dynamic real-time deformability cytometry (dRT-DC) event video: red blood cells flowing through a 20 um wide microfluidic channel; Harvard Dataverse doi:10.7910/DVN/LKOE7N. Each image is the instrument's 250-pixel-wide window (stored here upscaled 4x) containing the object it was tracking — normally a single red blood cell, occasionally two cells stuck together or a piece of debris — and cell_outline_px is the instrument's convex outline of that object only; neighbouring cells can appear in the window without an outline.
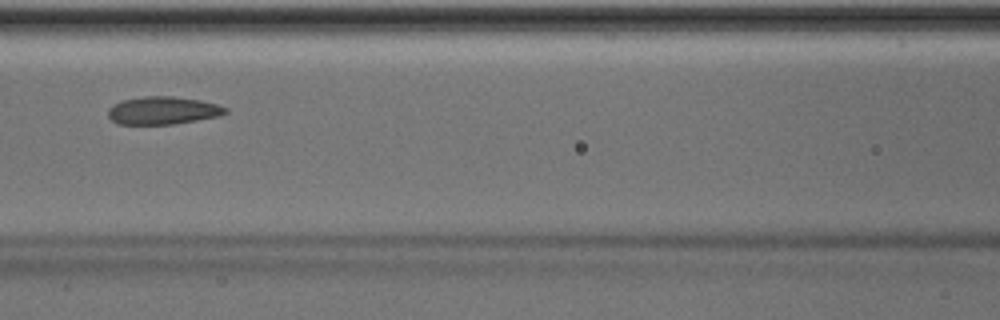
{"species": "Egyptian fruit bat (a non-hibernating species)", "species_latin": "Rousettus aegyptiacus", "temperature_condition": "room temperature", "stored_images_in_passage": 40, "camera_frame_rate_fps": 3000, "um_per_image_px": 0.085, "animal": {"sex": "male"}, "frame": {"image": 1, "passage_image": 12, "time_ms": 3.667, "image_size_px": [1000, 320], "cell_outline_px": [[228, 112], [220, 116], [176, 124], [116, 124], [108, 116], [108, 108], [112, 104], [120, 100], [144, 96], [172, 96], [200, 100], [216, 104], [228, 108]], "centroid_in_image_um": [13.83, 9.39], "position_along_channel_um": 152.8, "area_um2": 19.25}}
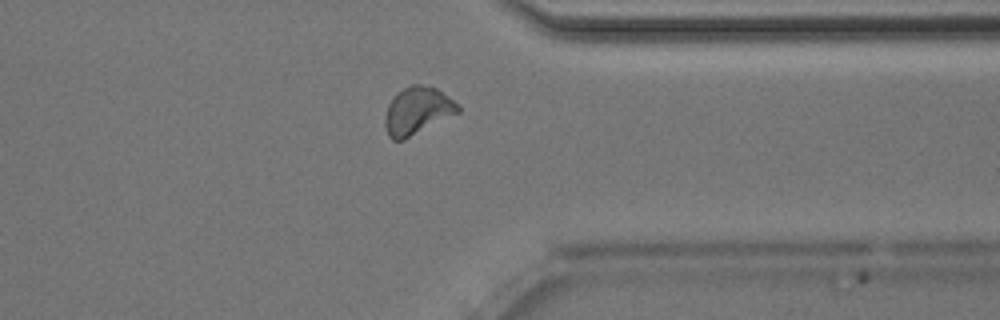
{"frame": {"image": 2, "passage_image": 29, "time_ms": 9.333, "image_size_px": [1000, 320], "cell_outline_px": [[460, 112], [404, 140], [392, 140], [388, 136], [384, 124], [384, 116], [388, 104], [396, 92], [412, 84], [420, 84], [436, 88], [452, 100], [460, 108]], "centroid_in_image_um": [35.43, 9.43], "position_along_channel_um": 376.0, "area_um2": 20.17}, "authors_computed_cell_mechanics": {"area_um2": 19.3919, "velocity_mm_per_s": 4.0021, "shape_relaxation_time_tau1_ms": 10.3966, "shape_relaxation_time_tau2_ms": 3.0716, "deformation_change_tau1": 0.1699, "deformation_change_tau2": 0.053}}